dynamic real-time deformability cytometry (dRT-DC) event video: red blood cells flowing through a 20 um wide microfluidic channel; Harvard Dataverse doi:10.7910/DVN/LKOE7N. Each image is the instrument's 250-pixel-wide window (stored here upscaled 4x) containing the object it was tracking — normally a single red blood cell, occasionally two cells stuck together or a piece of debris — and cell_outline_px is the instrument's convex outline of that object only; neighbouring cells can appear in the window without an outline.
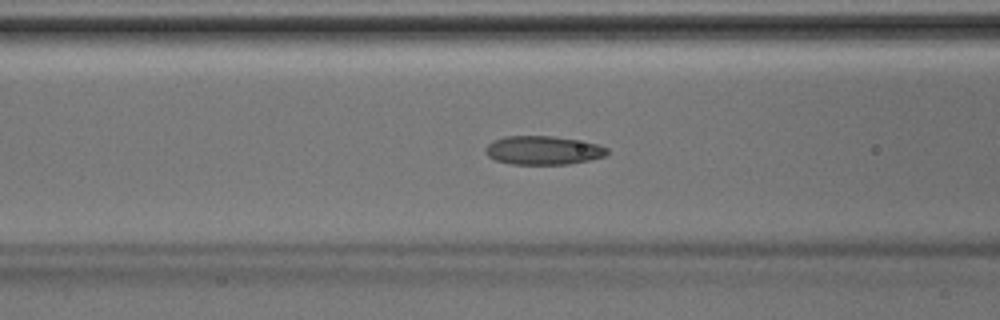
{"species": "Egyptian fruit bat (a non-hibernating species)", "species_latin": "Rousettus aegyptiacus", "temperature_condition": "room temperature", "stored_images_in_passage": 31, "camera_frame_rate_fps": 3000, "um_per_image_px": 0.085, "animal": {"sex": "male"}, "frame": {"image": 1, "passage_image": 4, "time_ms": 1.0, "image_size_px": [1000, 320], "cell_outline_px": [[608, 152], [604, 156], [588, 160], [568, 164], [512, 164], [496, 160], [488, 156], [484, 152], [484, 148], [492, 140], [504, 136], [552, 136], [576, 140], [596, 144], [608, 148]], "centroid_in_image_um": [46.1, 12.77], "position_along_channel_um": 120.5, "area_um2": 20.23}}
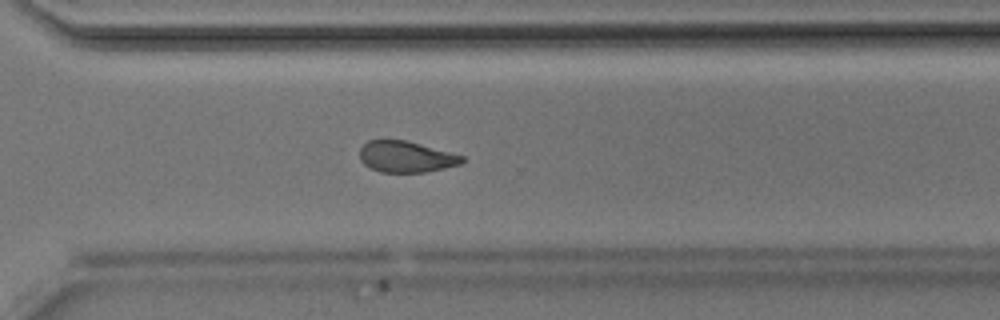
{"frame": {"image": 2, "passage_image": 18, "time_ms": 5.667, "image_size_px": [1000, 320], "cell_outline_px": [[464, 160], [460, 164], [424, 172], [380, 172], [364, 164], [360, 160], [360, 148], [368, 140], [404, 140], [420, 144], [464, 156]], "centroid_in_image_um": [34.48, 13.32], "position_along_channel_um": 336.1, "area_um2": 18.32}}
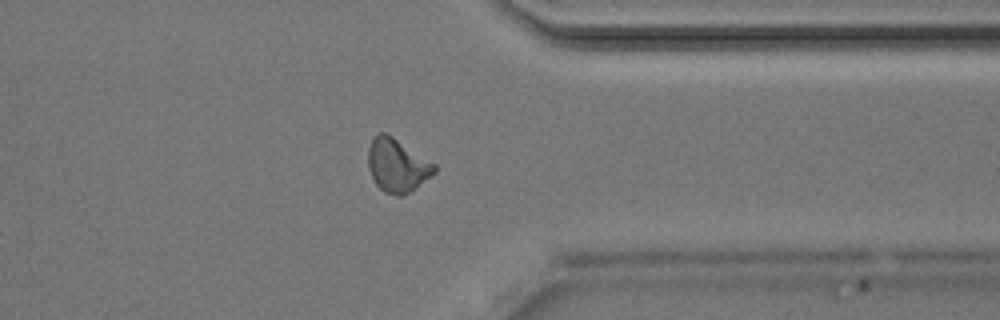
{"frame": {"image": 3, "passage_image": 21, "time_ms": 6.667, "image_size_px": [1000, 320], "cell_outline_px": [[436, 172], [408, 192], [400, 196], [396, 196], [384, 192], [376, 184], [368, 168], [368, 148], [372, 140], [380, 132], [384, 132], [392, 136], [436, 164]], "centroid_in_image_um": [33.75, 14.05], "position_along_channel_um": 377.7, "area_um2": 20.29}}